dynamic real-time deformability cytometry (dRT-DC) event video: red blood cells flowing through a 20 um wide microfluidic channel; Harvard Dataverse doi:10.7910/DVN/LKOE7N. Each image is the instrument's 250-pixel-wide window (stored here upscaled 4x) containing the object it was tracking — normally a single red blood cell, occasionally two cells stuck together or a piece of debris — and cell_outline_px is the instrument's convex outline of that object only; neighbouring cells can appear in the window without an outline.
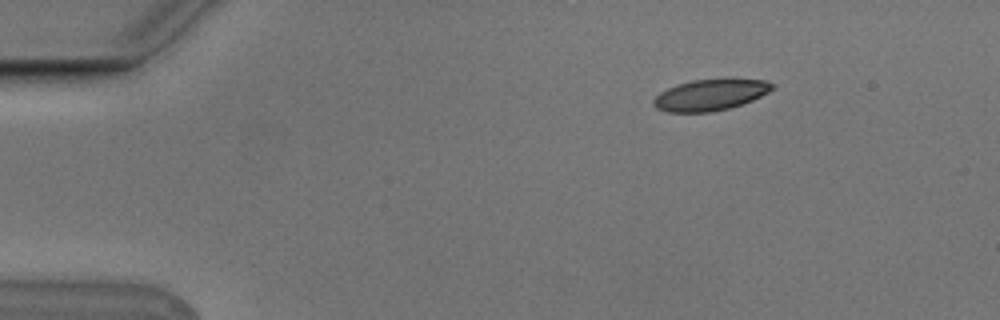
{"species": "Egyptian fruit bat (a non-hibernating species)", "species_latin": "Rousettus aegyptiacus", "temperature_condition": "cold", "stored_images_in_passage": 7, "camera_frame_rate_fps": 3000, "um_per_image_px": 0.085, "animal": {"sex": "male"}, "frame": {"image": 1, "passage_image": 1, "time_ms": 0.0, "image_size_px": [1000, 320], "cell_outline_px": [[776, 88], [752, 100], [728, 108], [712, 112], [668, 112], [656, 108], [652, 104], [652, 100], [660, 92], [676, 84], [692, 80], [764, 80], [776, 84]], "centroid_in_image_um": [60.35, 8.08], "position_along_channel_um": 24.7, "area_um2": 21.33}}